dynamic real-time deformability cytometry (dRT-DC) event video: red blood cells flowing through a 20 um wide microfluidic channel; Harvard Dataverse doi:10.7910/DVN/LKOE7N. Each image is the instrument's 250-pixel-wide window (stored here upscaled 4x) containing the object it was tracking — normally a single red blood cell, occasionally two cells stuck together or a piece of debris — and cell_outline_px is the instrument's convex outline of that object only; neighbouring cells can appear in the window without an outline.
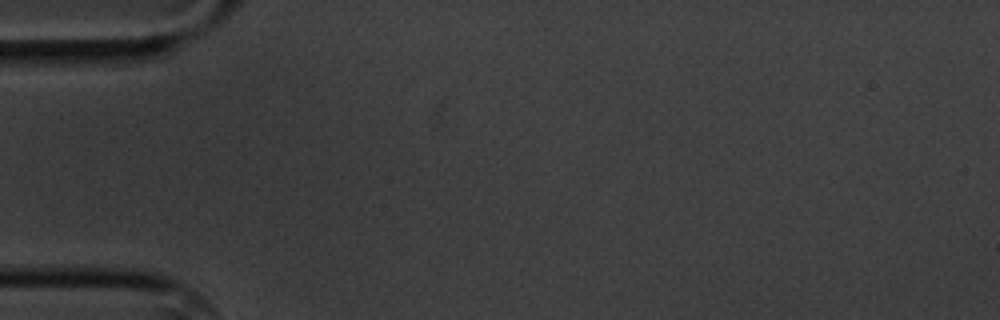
{"species": "common noctule bat (a hibernating species)", "species_latin": "Nyctalus noctula", "temperature_condition": "cold", "stored_images_in_passage": 2, "camera_frame_rate_fps": 3000, "um_per_image_px": 0.085, "animal": {"sex": "male", "body_mass_g": 20.1, "forearm_length_mm": 53.5}, "frame": {"image": 1, "passage_image": 1, "time_ms": 0.0, "image_size_px": [1000, 320], "cell_outline_px": [[128, 52], [104, 68], [76, 72], [44, 72], [24, 52]], "centroid_in_image_um": [6.22, 5.16], "position_along_channel_um": 78.8, "area_um2": 11.1}}